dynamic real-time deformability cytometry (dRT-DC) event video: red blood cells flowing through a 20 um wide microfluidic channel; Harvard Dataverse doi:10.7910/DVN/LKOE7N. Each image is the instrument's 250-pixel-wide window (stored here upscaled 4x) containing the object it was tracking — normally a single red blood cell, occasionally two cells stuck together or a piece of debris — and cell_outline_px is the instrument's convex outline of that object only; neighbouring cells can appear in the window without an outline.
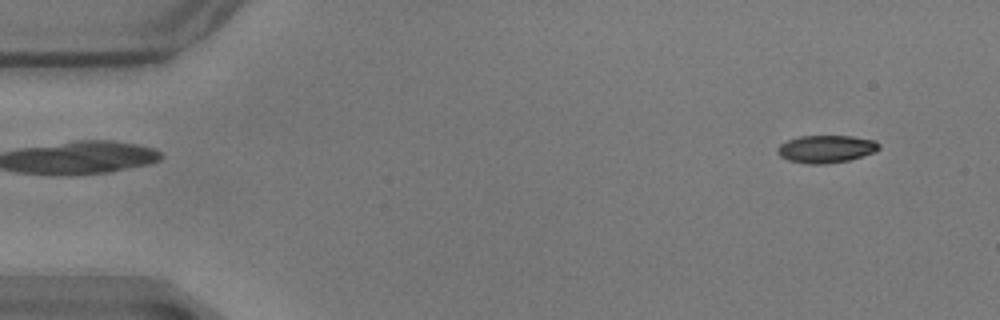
{"species": "common noctule bat (a hibernating species)", "species_latin": "Nyctalus noctula", "temperature_condition": "warm", "stored_images_in_passage": 54, "camera_frame_rate_fps": 3000, "um_per_image_px": 0.085, "animal": {"sex": "male", "body_mass_g": 17.9}, "frame": {"image": 1, "passage_image": 1, "time_ms": 0.0, "image_size_px": [1000, 320], "cell_outline_px": [[880, 148], [876, 152], [848, 160], [824, 164], [808, 164], [788, 160], [780, 156], [776, 152], [776, 148], [780, 144], [788, 140], [800, 136], [852, 136], [876, 140], [880, 144]], "centroid_in_image_um": [70.22, 12.66], "position_along_channel_um": 14.8, "area_um2": 16.42}}
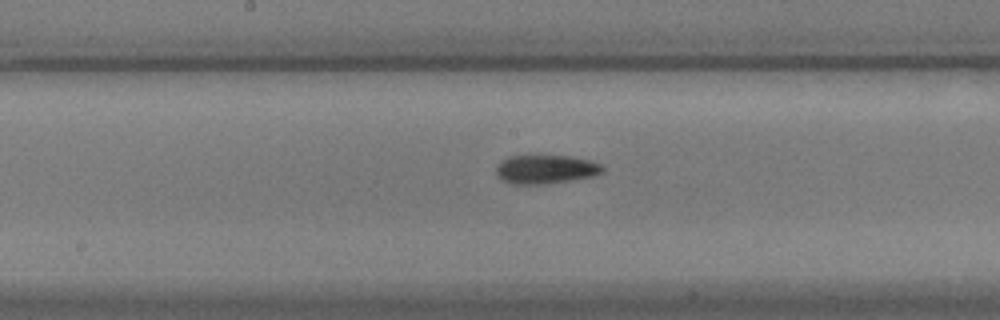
{"frame": {"image": 2, "passage_image": 26, "time_ms": 8.333, "image_size_px": [1000, 320], "cell_outline_px": [[604, 172], [592, 176], [548, 184], [512, 184], [500, 180], [496, 176], [496, 168], [508, 156], [568, 156], [588, 160], [600, 164], [604, 168]], "centroid_in_image_um": [46.36, 14.41], "position_along_channel_um": 201.8, "area_um2": 17.74}}
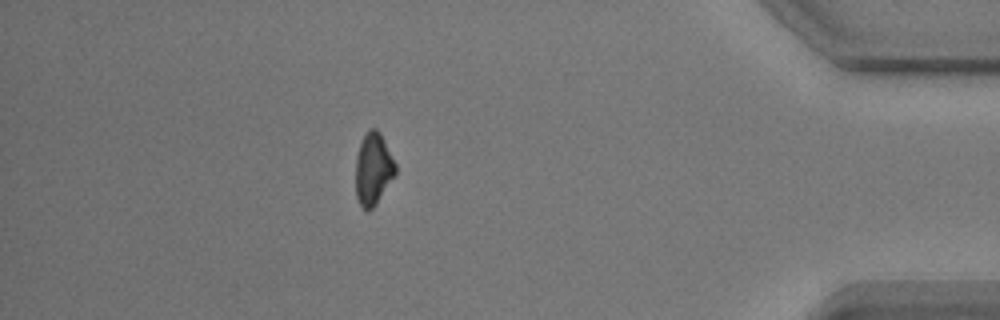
{"frame": {"image": 3, "passage_image": 47, "time_ms": 15.333, "image_size_px": [1000, 320], "cell_outline_px": [[396, 176], [376, 204], [368, 212], [360, 204], [356, 196], [356, 156], [360, 144], [368, 128], [376, 128], [380, 132], [396, 164]], "centroid_in_image_um": [31.74, 14.37], "position_along_channel_um": 403.5, "area_um2": 16.82}, "authors_computed_cell_mechanics": {"area_um2": 17.1666, "velocity_mm_per_s": 3.519, "shape_relaxation_time_tau1_ms": 5.9435, "shape_relaxation_time_tau2_ms": 5.6354, "deformation_change_tau1": 0.1643, "deformation_change_tau2": 0.1182}}